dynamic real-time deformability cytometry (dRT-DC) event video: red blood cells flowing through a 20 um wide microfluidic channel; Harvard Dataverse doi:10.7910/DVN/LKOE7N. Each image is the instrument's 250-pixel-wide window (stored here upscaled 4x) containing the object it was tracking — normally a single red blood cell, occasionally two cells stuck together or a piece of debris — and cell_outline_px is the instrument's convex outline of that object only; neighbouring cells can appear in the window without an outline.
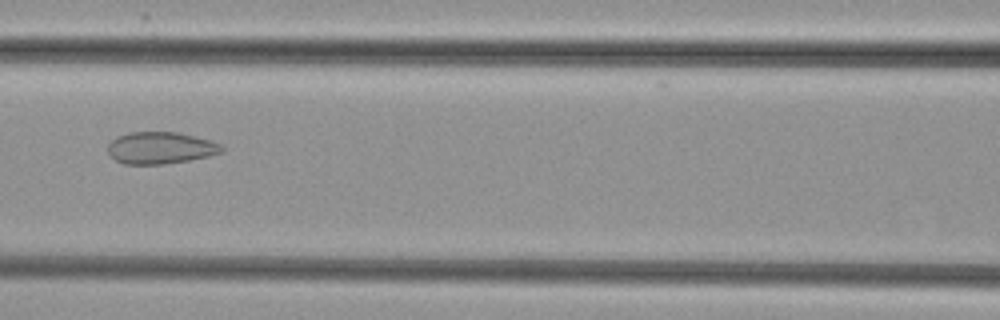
{"species": "common noctule bat (a hibernating species)", "species_latin": "Nyctalus noctula", "temperature_condition": "cold", "stored_images_in_passage": 54, "camera_frame_rate_fps": 3000, "um_per_image_px": 0.085, "animal": {"sex": "female", "body_mass_g": 29.2, "forearm_length_mm": 56.3}, "frame": {"image": 1, "passage_image": 24, "time_ms": 7.667, "image_size_px": [1000, 320], "cell_outline_px": [[224, 152], [208, 156], [188, 160], [164, 164], [124, 164], [116, 160], [108, 152], [108, 144], [116, 136], [128, 132], [180, 132], [212, 140], [220, 144], [224, 148]], "centroid_in_image_um": [13.66, 12.56], "position_along_channel_um": 152.9, "area_um2": 21.33}}
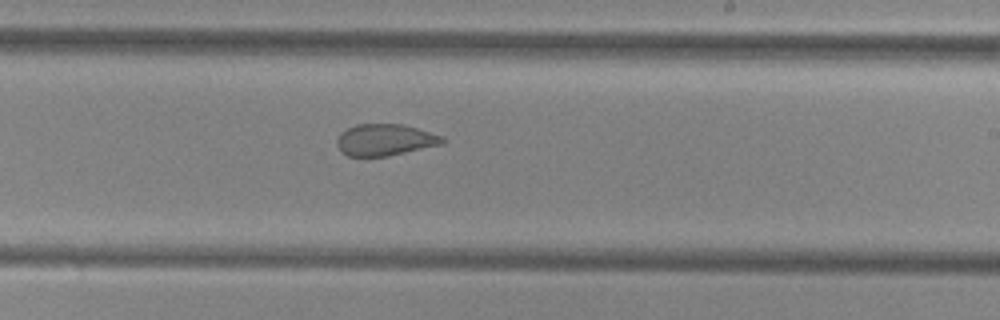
{"frame": {"image": 2, "passage_image": 32, "time_ms": 10.333, "image_size_px": [1000, 320], "cell_outline_px": [[448, 140], [444, 144], [388, 156], [348, 156], [340, 152], [336, 144], [336, 140], [340, 132], [356, 124], [400, 124], [416, 128], [444, 136]], "centroid_in_image_um": [32.73, 11.89], "position_along_channel_um": 256.3, "area_um2": 19.65}}
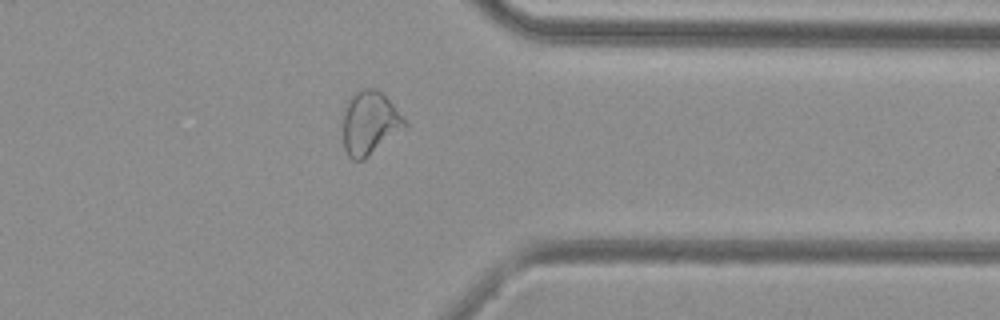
{"frame": {"image": 3, "passage_image": 42, "time_ms": 13.667, "image_size_px": [1000, 320], "cell_outline_px": [[408, 124], [404, 128], [364, 160], [352, 160], [348, 156], [344, 148], [344, 104], [360, 88], [376, 88], [392, 104]], "centroid_in_image_um": [31.4, 10.46], "position_along_channel_um": 380.0, "area_um2": 22.54}}